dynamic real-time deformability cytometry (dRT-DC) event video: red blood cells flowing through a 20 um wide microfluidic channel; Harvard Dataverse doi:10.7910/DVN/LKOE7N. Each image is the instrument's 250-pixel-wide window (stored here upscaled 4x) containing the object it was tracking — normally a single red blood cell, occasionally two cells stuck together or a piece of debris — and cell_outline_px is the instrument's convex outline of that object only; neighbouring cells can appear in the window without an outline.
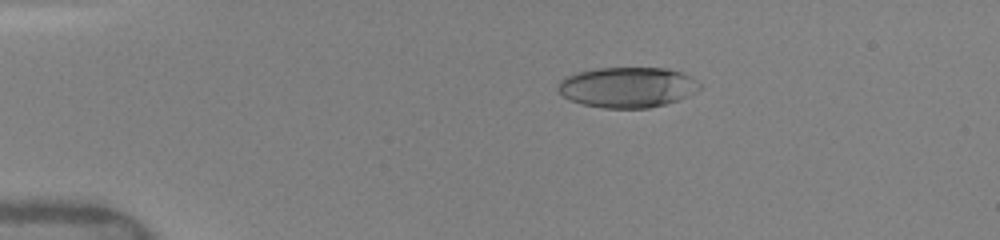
{"species": "human", "species_latin": "Homo sapiens", "temperature_condition": "warm", "stored_images_in_passage": 11, "camera_frame_rate_fps": 3000, "um_per_image_px": 0.085, "donor": {"sex": "female"}, "frame": {"image": 1, "passage_image": 4, "time_ms": 2.667, "image_size_px": [1000, 240], "cell_outline_px": [[704, 84], [700, 88], [688, 96], [664, 104], [648, 108], [604, 108], [584, 104], [572, 100], [564, 96], [556, 88], [556, 84], [564, 76], [576, 72], [596, 68], [668, 68], [692, 76]], "centroid_in_image_um": [53.34, 7.4], "position_along_channel_um": 31.7, "area_um2": 33.58}}
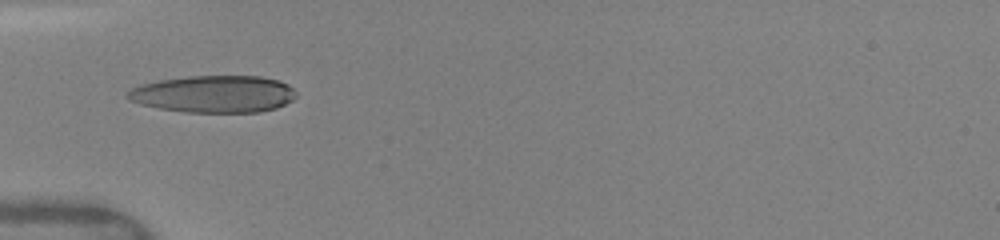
{"frame": {"image": 2, "passage_image": 8, "time_ms": 5.0, "image_size_px": [1000, 240], "cell_outline_px": [[296, 96], [292, 100], [276, 108], [260, 112], [184, 112], [160, 108], [140, 104], [128, 100], [124, 96], [132, 88], [140, 84], [160, 80], [188, 76], [260, 76], [276, 80], [288, 84], [296, 92]], "centroid_in_image_um": [18.15, 7.99], "position_along_channel_um": 66.8, "area_um2": 36.47}}
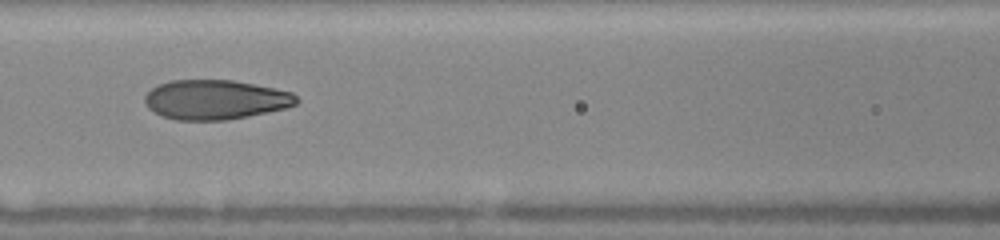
{"frame": {"image": 3, "passage_image": 10, "time_ms": 7.0, "image_size_px": [1000, 240], "cell_outline_px": [[300, 100], [296, 104], [284, 108], [268, 112], [248, 116], [224, 120], [176, 120], [164, 116], [148, 108], [144, 104], [144, 96], [152, 88], [160, 84], [172, 80], [232, 80], [292, 92]], "centroid_in_image_um": [18.29, 8.47], "position_along_channel_um": 148.3, "area_um2": 34.74}}